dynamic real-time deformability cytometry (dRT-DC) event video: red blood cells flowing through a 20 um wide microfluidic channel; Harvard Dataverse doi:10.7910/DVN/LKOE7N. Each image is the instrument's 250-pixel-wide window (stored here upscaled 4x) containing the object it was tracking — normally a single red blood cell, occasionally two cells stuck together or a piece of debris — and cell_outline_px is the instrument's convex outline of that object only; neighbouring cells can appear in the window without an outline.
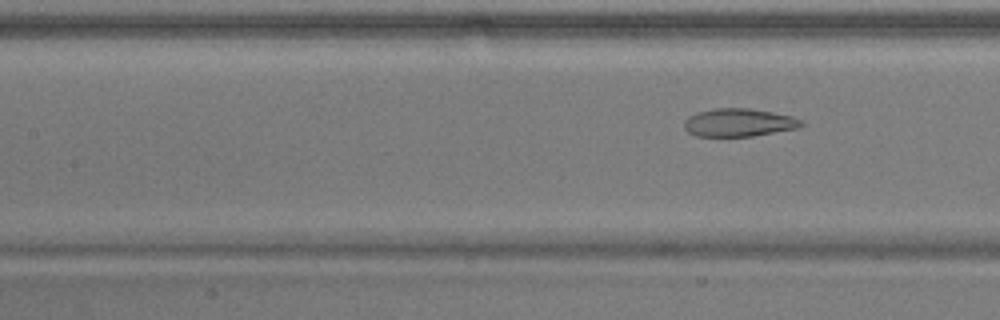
{"species": "common noctule bat (a hibernating species)", "species_latin": "Nyctalus noctula", "temperature_condition": "warm", "stored_images_in_passage": 13, "camera_frame_rate_fps": 3000, "um_per_image_px": 0.085, "animal": {"sex": "male", "body_mass_g": 17.9}, "frame": {"image": 1, "passage_image": 13, "time_ms": 4.0, "image_size_px": [1000, 320], "cell_outline_px": [[804, 124], [800, 128], [752, 136], [696, 136], [688, 132], [684, 128], [684, 120], [688, 116], [712, 108], [748, 108], [772, 112], [792, 116], [804, 120]], "centroid_in_image_um": [62.83, 10.42], "position_along_channel_um": 144.6, "area_um2": 19.25}}